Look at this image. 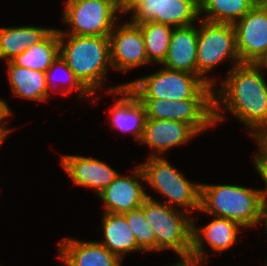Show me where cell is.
I'll list each match as a JSON object with an SVG mask.
<instances>
[{
  "mask_svg": "<svg viewBox=\"0 0 267 266\" xmlns=\"http://www.w3.org/2000/svg\"><path fill=\"white\" fill-rule=\"evenodd\" d=\"M263 70L261 64L254 63L229 69L218 90L214 88L215 126L226 119L227 111L244 124L251 138L267 129V82Z\"/></svg>",
  "mask_w": 267,
  "mask_h": 266,
  "instance_id": "obj_1",
  "label": "cell"
},
{
  "mask_svg": "<svg viewBox=\"0 0 267 266\" xmlns=\"http://www.w3.org/2000/svg\"><path fill=\"white\" fill-rule=\"evenodd\" d=\"M59 55L92 95L108 81V68L113 69L109 36L59 34Z\"/></svg>",
  "mask_w": 267,
  "mask_h": 266,
  "instance_id": "obj_2",
  "label": "cell"
},
{
  "mask_svg": "<svg viewBox=\"0 0 267 266\" xmlns=\"http://www.w3.org/2000/svg\"><path fill=\"white\" fill-rule=\"evenodd\" d=\"M239 223L244 229L262 222L261 190L229 184H200V210Z\"/></svg>",
  "mask_w": 267,
  "mask_h": 266,
  "instance_id": "obj_3",
  "label": "cell"
},
{
  "mask_svg": "<svg viewBox=\"0 0 267 266\" xmlns=\"http://www.w3.org/2000/svg\"><path fill=\"white\" fill-rule=\"evenodd\" d=\"M126 85L139 99H214V88L198 75L164 66L154 73L129 81Z\"/></svg>",
  "mask_w": 267,
  "mask_h": 266,
  "instance_id": "obj_4",
  "label": "cell"
},
{
  "mask_svg": "<svg viewBox=\"0 0 267 266\" xmlns=\"http://www.w3.org/2000/svg\"><path fill=\"white\" fill-rule=\"evenodd\" d=\"M144 215L155 233L156 252L172 250L178 256L192 251V217L183 210L164 204L147 195ZM159 200V201H158Z\"/></svg>",
  "mask_w": 267,
  "mask_h": 266,
  "instance_id": "obj_5",
  "label": "cell"
},
{
  "mask_svg": "<svg viewBox=\"0 0 267 266\" xmlns=\"http://www.w3.org/2000/svg\"><path fill=\"white\" fill-rule=\"evenodd\" d=\"M143 170L146 184L150 185L163 197L164 204L184 208L189 213L200 210V184L193 183L184 177L177 167L162 156H148L144 163L139 164Z\"/></svg>",
  "mask_w": 267,
  "mask_h": 266,
  "instance_id": "obj_6",
  "label": "cell"
},
{
  "mask_svg": "<svg viewBox=\"0 0 267 266\" xmlns=\"http://www.w3.org/2000/svg\"><path fill=\"white\" fill-rule=\"evenodd\" d=\"M197 40V75L214 88L215 78L206 77L223 61H231L230 67L241 64L236 47V31L233 24L214 23L199 19Z\"/></svg>",
  "mask_w": 267,
  "mask_h": 266,
  "instance_id": "obj_7",
  "label": "cell"
},
{
  "mask_svg": "<svg viewBox=\"0 0 267 266\" xmlns=\"http://www.w3.org/2000/svg\"><path fill=\"white\" fill-rule=\"evenodd\" d=\"M121 14L110 1L66 0L62 21L71 28L59 34L109 36Z\"/></svg>",
  "mask_w": 267,
  "mask_h": 266,
  "instance_id": "obj_8",
  "label": "cell"
},
{
  "mask_svg": "<svg viewBox=\"0 0 267 266\" xmlns=\"http://www.w3.org/2000/svg\"><path fill=\"white\" fill-rule=\"evenodd\" d=\"M146 108L147 118L174 120L189 124L199 135L215 127L214 99H139Z\"/></svg>",
  "mask_w": 267,
  "mask_h": 266,
  "instance_id": "obj_9",
  "label": "cell"
},
{
  "mask_svg": "<svg viewBox=\"0 0 267 266\" xmlns=\"http://www.w3.org/2000/svg\"><path fill=\"white\" fill-rule=\"evenodd\" d=\"M233 25L240 62L260 64L267 56V4H256Z\"/></svg>",
  "mask_w": 267,
  "mask_h": 266,
  "instance_id": "obj_10",
  "label": "cell"
},
{
  "mask_svg": "<svg viewBox=\"0 0 267 266\" xmlns=\"http://www.w3.org/2000/svg\"><path fill=\"white\" fill-rule=\"evenodd\" d=\"M111 63L113 70L127 72L148 61L141 28L131 23H116L109 34Z\"/></svg>",
  "mask_w": 267,
  "mask_h": 266,
  "instance_id": "obj_11",
  "label": "cell"
},
{
  "mask_svg": "<svg viewBox=\"0 0 267 266\" xmlns=\"http://www.w3.org/2000/svg\"><path fill=\"white\" fill-rule=\"evenodd\" d=\"M132 174L117 177L97 196L101 199L106 213L124 214L142 206L148 198L143 182H146L140 165L134 167ZM142 182V183H141Z\"/></svg>",
  "mask_w": 267,
  "mask_h": 266,
  "instance_id": "obj_12",
  "label": "cell"
},
{
  "mask_svg": "<svg viewBox=\"0 0 267 266\" xmlns=\"http://www.w3.org/2000/svg\"><path fill=\"white\" fill-rule=\"evenodd\" d=\"M210 222L204 227H196L194 216L192 217V251L203 263L208 262L206 243L214 252L221 254L231 249L238 240V233L245 230L239 223L217 216H213ZM205 243V244H204Z\"/></svg>",
  "mask_w": 267,
  "mask_h": 266,
  "instance_id": "obj_13",
  "label": "cell"
},
{
  "mask_svg": "<svg viewBox=\"0 0 267 266\" xmlns=\"http://www.w3.org/2000/svg\"><path fill=\"white\" fill-rule=\"evenodd\" d=\"M105 93L121 96L114 101L108 113L112 128L123 133H132L134 139L140 143L147 119L145 105L126 83L111 87Z\"/></svg>",
  "mask_w": 267,
  "mask_h": 266,
  "instance_id": "obj_14",
  "label": "cell"
},
{
  "mask_svg": "<svg viewBox=\"0 0 267 266\" xmlns=\"http://www.w3.org/2000/svg\"><path fill=\"white\" fill-rule=\"evenodd\" d=\"M60 164L76 186L93 188L97 195L119 174L103 161L80 155H62Z\"/></svg>",
  "mask_w": 267,
  "mask_h": 266,
  "instance_id": "obj_15",
  "label": "cell"
},
{
  "mask_svg": "<svg viewBox=\"0 0 267 266\" xmlns=\"http://www.w3.org/2000/svg\"><path fill=\"white\" fill-rule=\"evenodd\" d=\"M197 135L198 133L187 123L147 118L140 143L154 150L150 156H161L169 149L187 144Z\"/></svg>",
  "mask_w": 267,
  "mask_h": 266,
  "instance_id": "obj_16",
  "label": "cell"
},
{
  "mask_svg": "<svg viewBox=\"0 0 267 266\" xmlns=\"http://www.w3.org/2000/svg\"><path fill=\"white\" fill-rule=\"evenodd\" d=\"M57 245V257L65 266H122V260L96 240L64 237Z\"/></svg>",
  "mask_w": 267,
  "mask_h": 266,
  "instance_id": "obj_17",
  "label": "cell"
},
{
  "mask_svg": "<svg viewBox=\"0 0 267 266\" xmlns=\"http://www.w3.org/2000/svg\"><path fill=\"white\" fill-rule=\"evenodd\" d=\"M197 24L175 27L162 66L197 75Z\"/></svg>",
  "mask_w": 267,
  "mask_h": 266,
  "instance_id": "obj_18",
  "label": "cell"
},
{
  "mask_svg": "<svg viewBox=\"0 0 267 266\" xmlns=\"http://www.w3.org/2000/svg\"><path fill=\"white\" fill-rule=\"evenodd\" d=\"M103 240L98 241L122 261L128 253L143 250L137 245L131 227L124 214H102Z\"/></svg>",
  "mask_w": 267,
  "mask_h": 266,
  "instance_id": "obj_19",
  "label": "cell"
},
{
  "mask_svg": "<svg viewBox=\"0 0 267 266\" xmlns=\"http://www.w3.org/2000/svg\"><path fill=\"white\" fill-rule=\"evenodd\" d=\"M8 80L13 95L22 99L44 102L49 99L45 72L7 62Z\"/></svg>",
  "mask_w": 267,
  "mask_h": 266,
  "instance_id": "obj_20",
  "label": "cell"
},
{
  "mask_svg": "<svg viewBox=\"0 0 267 266\" xmlns=\"http://www.w3.org/2000/svg\"><path fill=\"white\" fill-rule=\"evenodd\" d=\"M53 29L33 25L0 28V60L11 61L33 44L42 41Z\"/></svg>",
  "mask_w": 267,
  "mask_h": 266,
  "instance_id": "obj_21",
  "label": "cell"
},
{
  "mask_svg": "<svg viewBox=\"0 0 267 266\" xmlns=\"http://www.w3.org/2000/svg\"><path fill=\"white\" fill-rule=\"evenodd\" d=\"M59 55V29L54 28L42 41L33 44L11 62L20 67L46 72Z\"/></svg>",
  "mask_w": 267,
  "mask_h": 266,
  "instance_id": "obj_22",
  "label": "cell"
},
{
  "mask_svg": "<svg viewBox=\"0 0 267 266\" xmlns=\"http://www.w3.org/2000/svg\"><path fill=\"white\" fill-rule=\"evenodd\" d=\"M199 4L202 20L234 24L248 13L256 2L254 0H201Z\"/></svg>",
  "mask_w": 267,
  "mask_h": 266,
  "instance_id": "obj_23",
  "label": "cell"
},
{
  "mask_svg": "<svg viewBox=\"0 0 267 266\" xmlns=\"http://www.w3.org/2000/svg\"><path fill=\"white\" fill-rule=\"evenodd\" d=\"M137 25L141 28L148 61L162 64L168 53L173 28L153 21Z\"/></svg>",
  "mask_w": 267,
  "mask_h": 266,
  "instance_id": "obj_24",
  "label": "cell"
},
{
  "mask_svg": "<svg viewBox=\"0 0 267 266\" xmlns=\"http://www.w3.org/2000/svg\"><path fill=\"white\" fill-rule=\"evenodd\" d=\"M199 19L198 0H164L162 24L175 28L195 24Z\"/></svg>",
  "mask_w": 267,
  "mask_h": 266,
  "instance_id": "obj_25",
  "label": "cell"
},
{
  "mask_svg": "<svg viewBox=\"0 0 267 266\" xmlns=\"http://www.w3.org/2000/svg\"><path fill=\"white\" fill-rule=\"evenodd\" d=\"M57 69H59V70H57ZM57 71L58 72L60 71V73L65 74V80L66 81H64L62 78L58 79V81H57L56 77H55L56 81H54L53 77H54V74L57 73ZM45 74H46L47 87L51 93L54 89H58L57 92L61 93V95H68L69 93L71 94L73 91L76 90V92L78 94L77 95L78 99H81V98L82 99H85V98L88 99V98H91V96H92V94L75 77L73 71L68 67V65L60 57V55H58L57 58L52 62L51 66L47 69ZM55 85H57V87Z\"/></svg>",
  "mask_w": 267,
  "mask_h": 266,
  "instance_id": "obj_26",
  "label": "cell"
},
{
  "mask_svg": "<svg viewBox=\"0 0 267 266\" xmlns=\"http://www.w3.org/2000/svg\"><path fill=\"white\" fill-rule=\"evenodd\" d=\"M131 227L137 245L144 252H156V238L144 215V203L141 207L124 213Z\"/></svg>",
  "mask_w": 267,
  "mask_h": 266,
  "instance_id": "obj_27",
  "label": "cell"
},
{
  "mask_svg": "<svg viewBox=\"0 0 267 266\" xmlns=\"http://www.w3.org/2000/svg\"><path fill=\"white\" fill-rule=\"evenodd\" d=\"M164 0H136L126 11L131 13L129 20L133 24L145 22L162 23Z\"/></svg>",
  "mask_w": 267,
  "mask_h": 266,
  "instance_id": "obj_28",
  "label": "cell"
},
{
  "mask_svg": "<svg viewBox=\"0 0 267 266\" xmlns=\"http://www.w3.org/2000/svg\"><path fill=\"white\" fill-rule=\"evenodd\" d=\"M254 168L265 183V189L261 190V197L263 205H267V165L256 155L253 154Z\"/></svg>",
  "mask_w": 267,
  "mask_h": 266,
  "instance_id": "obj_29",
  "label": "cell"
},
{
  "mask_svg": "<svg viewBox=\"0 0 267 266\" xmlns=\"http://www.w3.org/2000/svg\"><path fill=\"white\" fill-rule=\"evenodd\" d=\"M253 138L259 148L255 154L267 165V129L258 132Z\"/></svg>",
  "mask_w": 267,
  "mask_h": 266,
  "instance_id": "obj_30",
  "label": "cell"
},
{
  "mask_svg": "<svg viewBox=\"0 0 267 266\" xmlns=\"http://www.w3.org/2000/svg\"><path fill=\"white\" fill-rule=\"evenodd\" d=\"M13 112L11 111L10 107L8 106V104L6 103L5 100L0 98V131L2 132H11V130L13 131L14 128H7V118L10 117V115Z\"/></svg>",
  "mask_w": 267,
  "mask_h": 266,
  "instance_id": "obj_31",
  "label": "cell"
},
{
  "mask_svg": "<svg viewBox=\"0 0 267 266\" xmlns=\"http://www.w3.org/2000/svg\"><path fill=\"white\" fill-rule=\"evenodd\" d=\"M179 260H177L173 264H169L168 266H203V262L199 260L197 257L194 255H183V256H178Z\"/></svg>",
  "mask_w": 267,
  "mask_h": 266,
  "instance_id": "obj_32",
  "label": "cell"
},
{
  "mask_svg": "<svg viewBox=\"0 0 267 266\" xmlns=\"http://www.w3.org/2000/svg\"><path fill=\"white\" fill-rule=\"evenodd\" d=\"M110 1L123 14V0H105Z\"/></svg>",
  "mask_w": 267,
  "mask_h": 266,
  "instance_id": "obj_33",
  "label": "cell"
},
{
  "mask_svg": "<svg viewBox=\"0 0 267 266\" xmlns=\"http://www.w3.org/2000/svg\"><path fill=\"white\" fill-rule=\"evenodd\" d=\"M262 223L267 233V205H263V218Z\"/></svg>",
  "mask_w": 267,
  "mask_h": 266,
  "instance_id": "obj_34",
  "label": "cell"
},
{
  "mask_svg": "<svg viewBox=\"0 0 267 266\" xmlns=\"http://www.w3.org/2000/svg\"><path fill=\"white\" fill-rule=\"evenodd\" d=\"M136 0H123V14Z\"/></svg>",
  "mask_w": 267,
  "mask_h": 266,
  "instance_id": "obj_35",
  "label": "cell"
},
{
  "mask_svg": "<svg viewBox=\"0 0 267 266\" xmlns=\"http://www.w3.org/2000/svg\"><path fill=\"white\" fill-rule=\"evenodd\" d=\"M9 134H10V132L0 131V147Z\"/></svg>",
  "mask_w": 267,
  "mask_h": 266,
  "instance_id": "obj_36",
  "label": "cell"
},
{
  "mask_svg": "<svg viewBox=\"0 0 267 266\" xmlns=\"http://www.w3.org/2000/svg\"><path fill=\"white\" fill-rule=\"evenodd\" d=\"M260 64L265 68V70H267V56L264 58V60Z\"/></svg>",
  "mask_w": 267,
  "mask_h": 266,
  "instance_id": "obj_37",
  "label": "cell"
},
{
  "mask_svg": "<svg viewBox=\"0 0 267 266\" xmlns=\"http://www.w3.org/2000/svg\"><path fill=\"white\" fill-rule=\"evenodd\" d=\"M256 4H267V0H254Z\"/></svg>",
  "mask_w": 267,
  "mask_h": 266,
  "instance_id": "obj_38",
  "label": "cell"
}]
</instances>
